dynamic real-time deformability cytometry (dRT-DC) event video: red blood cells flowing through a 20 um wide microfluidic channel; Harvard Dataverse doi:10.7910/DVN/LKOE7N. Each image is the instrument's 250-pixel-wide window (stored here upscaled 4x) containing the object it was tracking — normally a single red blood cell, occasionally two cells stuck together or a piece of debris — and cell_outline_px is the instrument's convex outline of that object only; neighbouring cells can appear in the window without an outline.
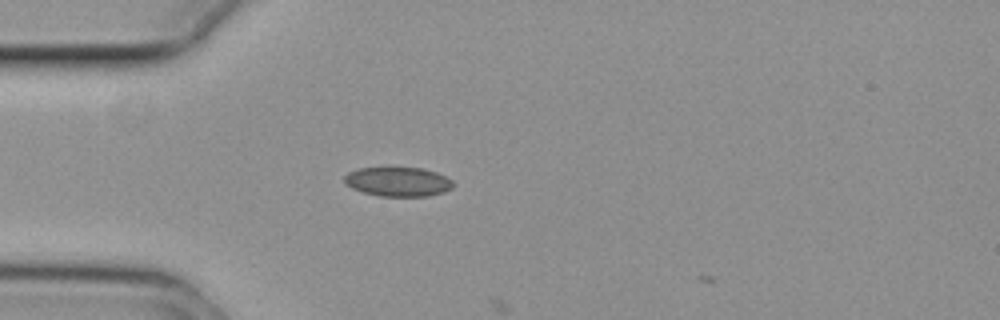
{"species": "common noctule bat (a hibernating species)", "species_latin": "Nyctalus noctula", "temperature_condition": "cold", "stored_images_in_passage": 2, "camera_frame_rate_fps": 3000, "um_per_image_px": 0.085, "animal": {"sex": "female", "body_mass_g": 29.2, "forearm_length_mm": 56.3}, "frame": {"image": 1, "passage_image": 1, "time_ms": 0.0, "image_size_px": [1000, 320], "cell_outline_px": [[456, 184], [452, 188], [444, 192], [428, 196], [380, 196], [364, 192], [352, 188], [344, 184], [344, 176], [348, 172], [360, 168], [424, 168], [436, 172], [452, 180]], "centroid_in_image_um": [33.85, 15.45], "position_along_channel_um": 51.2, "area_um2": 18.61}}